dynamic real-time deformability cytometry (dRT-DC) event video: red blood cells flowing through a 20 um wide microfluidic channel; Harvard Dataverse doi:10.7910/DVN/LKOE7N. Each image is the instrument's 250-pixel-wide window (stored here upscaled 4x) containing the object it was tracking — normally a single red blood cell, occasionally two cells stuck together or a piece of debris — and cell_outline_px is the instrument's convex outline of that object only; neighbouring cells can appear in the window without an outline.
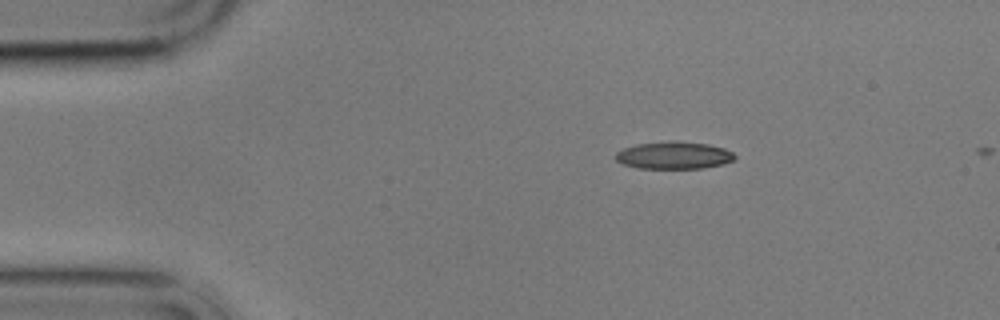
{"species": "common noctule bat (a hibernating species)", "species_latin": "Nyctalus noctula", "temperature_condition": "cold", "stored_images_in_passage": 2, "camera_frame_rate_fps": 3000, "um_per_image_px": 0.085, "animal": {"sex": "male", "body_mass_g": 17.9}, "frame": {"image": 1, "passage_image": 1, "time_ms": 0.0, "image_size_px": [1000, 320], "cell_outline_px": [[736, 160], [724, 164], [704, 168], [636, 168], [624, 164], [616, 160], [616, 152], [624, 148], [636, 144], [668, 140], [676, 140], [708, 144], [724, 148], [732, 152], [736, 156]], "centroid_in_image_um": [57.31, 13.19], "position_along_channel_um": 27.7, "area_um2": 19.25}}